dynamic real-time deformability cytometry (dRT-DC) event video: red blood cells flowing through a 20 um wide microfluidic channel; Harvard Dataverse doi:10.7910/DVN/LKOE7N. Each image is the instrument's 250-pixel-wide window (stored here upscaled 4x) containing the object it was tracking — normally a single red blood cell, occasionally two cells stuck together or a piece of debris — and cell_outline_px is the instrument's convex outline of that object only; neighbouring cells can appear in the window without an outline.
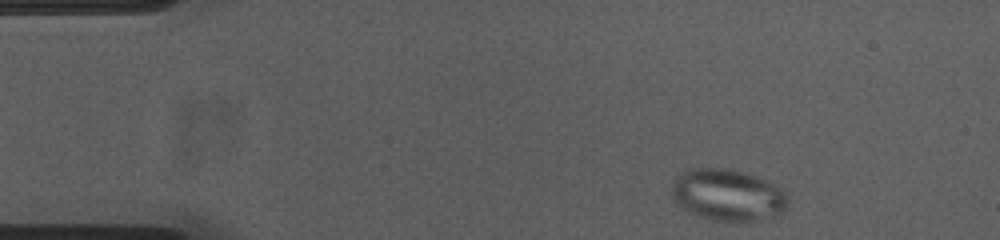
{"species": "common noctule bat (a hibernating species)", "species_latin": "Nyctalus noctula", "temperature_condition": "cold", "stored_images_in_passage": 48, "camera_frame_rate_fps": 3000, "um_per_image_px": 0.085, "animal": {"sex": "female", "body_mass_g": 23.0, "forearm_length_mm": 53.4}, "frame": {"image": 1, "passage_image": 1, "time_ms": 0.0, "image_size_px": [1000, 240], "cell_outline_px": [[788, 204], [780, 212], [756, 220], [712, 220], [688, 212], [676, 204], [672, 200], [672, 184], [684, 172], [692, 168], [724, 168], [756, 176], [780, 188], [788, 196]], "centroid_in_image_um": [61.81, 16.57], "position_along_channel_um": 23.2, "area_um2": 34.22}}
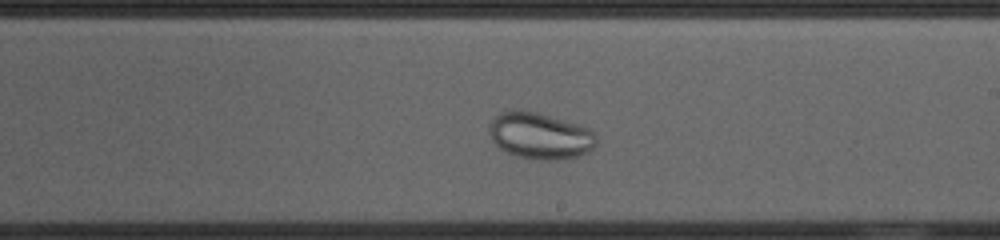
{"frame": {"image": 2, "passage_image": 25, "time_ms": 8.0, "image_size_px": [1000, 240], "cell_outline_px": [[596, 144], [588, 152], [576, 156], [552, 160], [544, 160], [516, 156], [500, 148], [492, 140], [488, 132], [488, 128], [492, 120], [500, 112], [536, 112], [576, 124], [588, 128], [596, 136]], "centroid_in_image_um": [45.89, 11.56], "position_along_channel_um": 243.1, "area_um2": 28.26}}
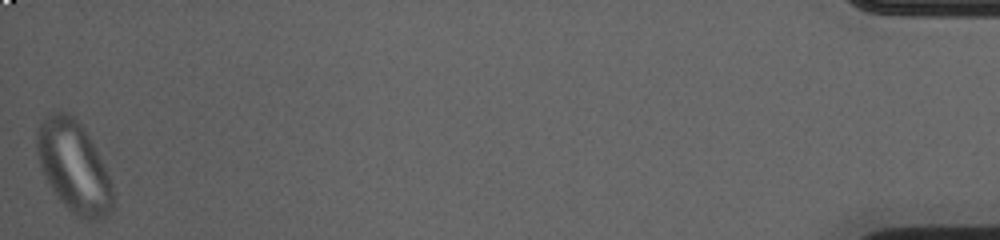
{"frame": {"image": 3, "passage_image": 48, "time_ms": 15.667, "image_size_px": [1000, 240], "cell_outline_px": [[112, 212], [96, 220], [88, 220], [76, 216], [60, 200], [52, 188], [40, 164], [36, 148], [36, 132], [40, 124], [48, 112], [64, 112], [72, 116], [80, 124], [92, 144], [112, 184]], "centroid_in_image_um": [6.25, 14.17], "position_along_channel_um": 429.0, "area_um2": 39.3}}